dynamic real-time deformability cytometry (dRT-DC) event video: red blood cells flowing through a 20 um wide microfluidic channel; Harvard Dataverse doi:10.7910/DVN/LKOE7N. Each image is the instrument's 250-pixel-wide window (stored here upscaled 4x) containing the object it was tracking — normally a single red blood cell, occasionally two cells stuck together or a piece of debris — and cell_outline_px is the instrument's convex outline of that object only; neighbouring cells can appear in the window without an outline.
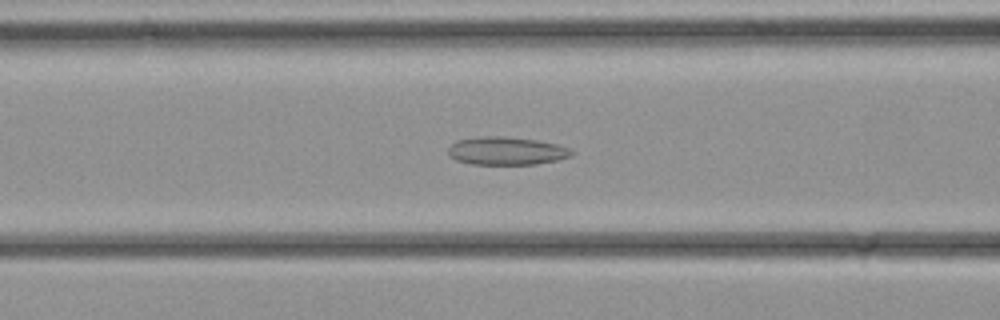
{"species": "common noctule bat (a hibernating species)", "species_latin": "Nyctalus noctula", "temperature_condition": "cold", "stored_images_in_passage": 33, "camera_frame_rate_fps": 3000, "um_per_image_px": 0.085, "animal": {"sex": "female", "body_mass_g": 21.9}, "frame": {"image": 1, "passage_image": 12, "time_ms": 3.667, "image_size_px": [1000, 320], "cell_outline_px": [[572, 156], [556, 160], [536, 164], [472, 164], [456, 160], [448, 156], [448, 148], [456, 140], [480, 136], [504, 136], [536, 140], [556, 144], [572, 148]], "centroid_in_image_um": [43.03, 12.82], "position_along_channel_um": 123.6, "area_um2": 20.23}}
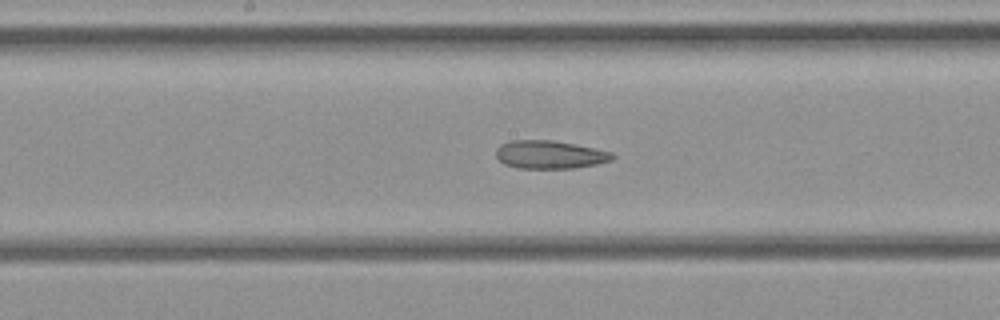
{"frame": {"image": 2, "passage_image": 16, "time_ms": 5.0, "image_size_px": [1000, 320], "cell_outline_px": [[616, 156], [612, 160], [596, 164], [572, 168], [516, 168], [504, 164], [496, 156], [496, 148], [500, 144], [512, 140], [552, 140], [612, 152]], "centroid_in_image_um": [46.7, 13.14], "position_along_channel_um": 201.5, "area_um2": 18.96}}
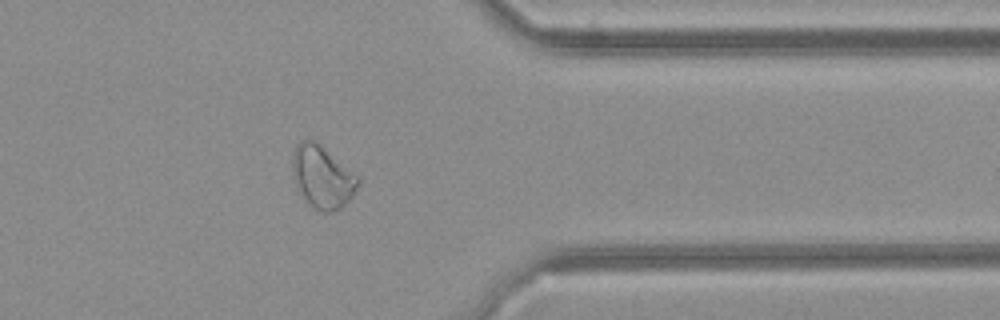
{"frame": {"image": 3, "passage_image": 26, "time_ms": 8.333, "image_size_px": [1000, 320], "cell_outline_px": [[360, 184], [352, 196], [340, 208], [332, 212], [320, 212], [308, 204], [300, 192], [296, 184], [292, 172], [292, 152], [296, 144], [304, 136], [308, 136], [320, 144], [360, 176]], "centroid_in_image_um": [27.39, 14.99], "position_along_channel_um": 384.0, "area_um2": 24.39}}